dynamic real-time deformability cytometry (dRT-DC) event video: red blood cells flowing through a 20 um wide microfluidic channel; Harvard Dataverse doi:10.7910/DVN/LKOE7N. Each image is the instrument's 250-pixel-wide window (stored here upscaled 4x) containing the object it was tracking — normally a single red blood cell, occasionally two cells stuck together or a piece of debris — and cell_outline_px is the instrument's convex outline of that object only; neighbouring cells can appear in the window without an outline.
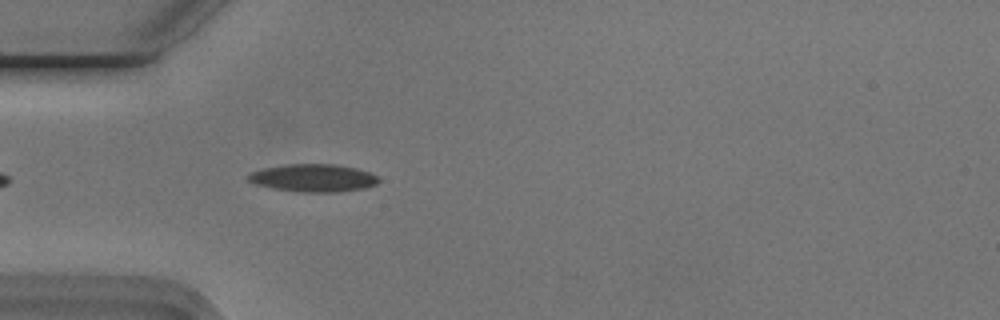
{"species": "Egyptian fruit bat (a non-hibernating species)", "species_latin": "Rousettus aegyptiacus", "temperature_condition": "cold", "stored_images_in_passage": 35, "camera_frame_rate_fps": 3000, "um_per_image_px": 0.085, "animal": {"sex": "male"}, "frame": {"image": 1, "passage_image": 4, "time_ms": 1.0, "image_size_px": [1000, 320], "cell_outline_px": [[380, 180], [376, 184], [364, 188], [340, 192], [300, 192], [272, 188], [256, 184], [248, 180], [244, 176], [252, 172], [264, 168], [284, 164], [336, 164], [356, 168], [368, 172], [376, 176]], "centroid_in_image_um": [26.61, 15.12], "position_along_channel_um": 58.4, "area_um2": 21.1}}
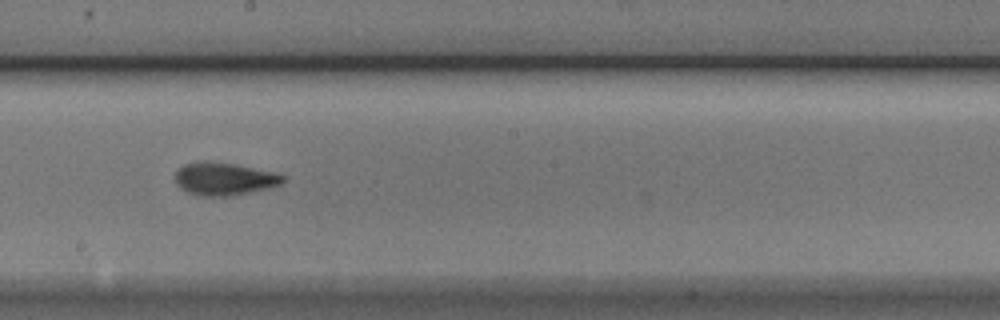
{"frame": {"image": 2, "passage_image": 18, "time_ms": 5.667, "image_size_px": [1000, 320], "cell_outline_px": [[284, 180], [280, 184], [268, 188], [232, 196], [200, 196], [188, 192], [180, 188], [176, 184], [176, 168], [184, 164], [208, 160], [232, 164], [272, 172], [284, 176]], "centroid_in_image_um": [18.99, 15.21], "position_along_channel_um": 229.2, "area_um2": 20.4}}
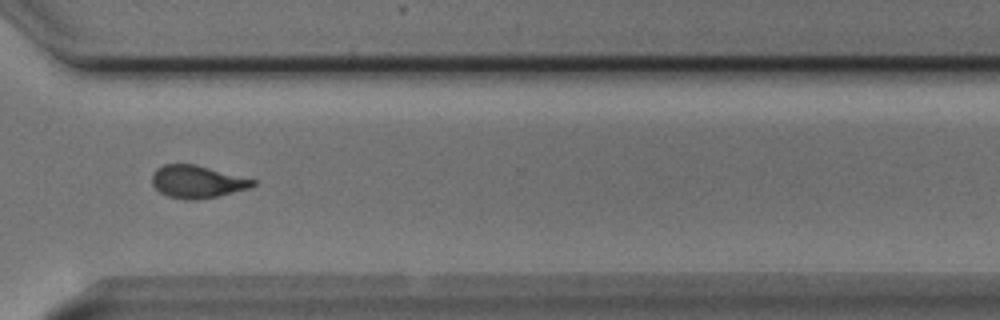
{"frame": {"image": 3, "passage_image": 28, "time_ms": 9.0, "image_size_px": [1000, 320], "cell_outline_px": [[256, 184], [252, 188], [220, 196], [200, 200], [188, 200], [168, 196], [160, 192], [152, 184], [152, 172], [156, 168], [164, 164], [196, 164], [256, 180]], "centroid_in_image_um": [16.78, 15.45], "position_along_channel_um": 353.8, "area_um2": 19.42}, "authors_computed_cell_mechanics": {"area_um2": 19.8254, "velocity_mm_per_s": 3.7462, "shape_relaxation_time_tau1_ms": 3.7391, "shape_relaxation_time_tau2_ms": 2.3454, "deformation_change_tau1": 0.1328, "deformation_change_tau2": 0.0814}}